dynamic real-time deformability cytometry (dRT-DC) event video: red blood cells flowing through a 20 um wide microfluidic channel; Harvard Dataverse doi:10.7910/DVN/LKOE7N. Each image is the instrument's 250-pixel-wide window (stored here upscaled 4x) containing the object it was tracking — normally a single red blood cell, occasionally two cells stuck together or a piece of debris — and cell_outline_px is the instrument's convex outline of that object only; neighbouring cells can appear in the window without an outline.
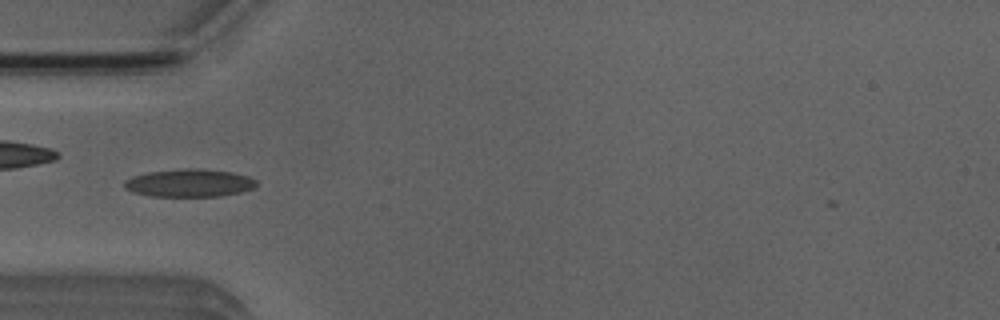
{"species": "Egyptian fruit bat (a non-hibernating species)", "species_latin": "Rousettus aegyptiacus", "temperature_condition": "room temperature", "stored_images_in_passage": 37, "camera_frame_rate_fps": 3000, "um_per_image_px": 0.085, "animal": {"sex": "male"}, "frame": {"image": 1, "passage_image": 1, "time_ms": 0.0, "image_size_px": [1000, 320], "cell_outline_px": [[256, 184], [252, 188], [240, 192], [220, 196], [148, 196], [132, 192], [124, 188], [124, 180], [132, 176], [148, 172], [184, 168], [200, 168], [232, 172], [248, 176], [256, 180]], "centroid_in_image_um": [16.05, 15.55], "position_along_channel_um": 69.0, "area_um2": 21.5}}
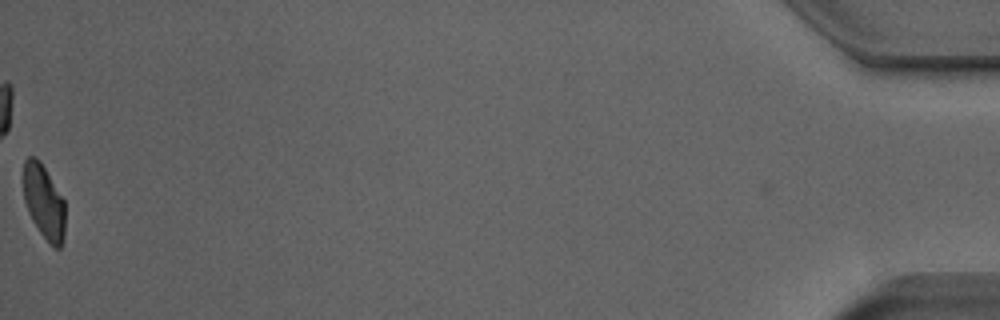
{"frame": {"image": 2, "passage_image": 37, "time_ms": 12.0, "image_size_px": [1000, 320], "cell_outline_px": [[64, 240], [60, 248], [52, 248], [40, 232], [32, 220], [28, 212], [24, 200], [24, 160], [28, 156], [36, 156], [40, 160], [64, 200]], "centroid_in_image_um": [3.73, 17.17], "position_along_channel_um": 431.5, "area_um2": 18.09}, "authors_computed_cell_mechanics": {"area_um2": 19.7098, "velocity_mm_per_s": 3.9123, "shape_relaxation_time_tau1_ms": 4.0283, "shape_relaxation_time_tau2_ms": 1.8477, "deformation_change_tau1": 0.1573, "deformation_change_tau2": 0.0819}}